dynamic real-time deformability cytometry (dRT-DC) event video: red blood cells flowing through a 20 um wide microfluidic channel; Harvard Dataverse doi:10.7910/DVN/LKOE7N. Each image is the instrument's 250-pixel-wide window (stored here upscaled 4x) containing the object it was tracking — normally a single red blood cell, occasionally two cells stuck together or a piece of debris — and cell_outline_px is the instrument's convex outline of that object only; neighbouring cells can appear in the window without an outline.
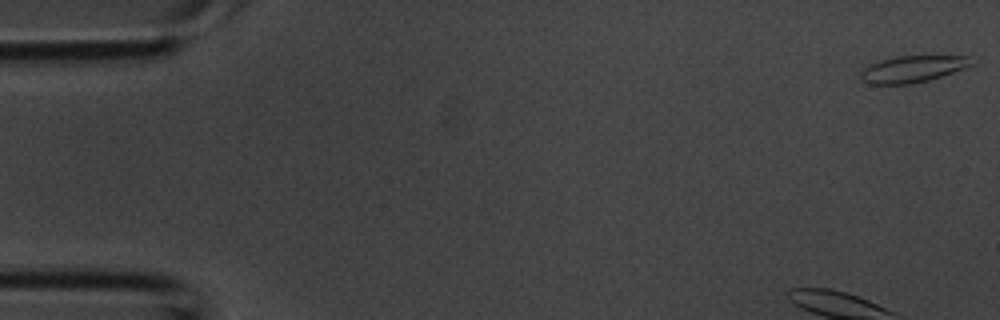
{"species": "common noctule bat (a hibernating species)", "species_latin": "Nyctalus noctula", "temperature_condition": "room temperature", "stored_images_in_passage": 8, "camera_frame_rate_fps": 3000, "um_per_image_px": 0.085, "animal": {"sex": "male", "body_mass_g": 20.1, "forearm_length_mm": 53.5}, "frame": {"image": 1, "passage_image": 1, "time_ms": 0.0, "image_size_px": [1000, 320], "cell_outline_px": [[972, 64], [964, 68], [928, 80], [912, 84], [868, 84], [860, 80], [860, 72], [868, 64], [880, 60], [896, 56], [968, 56]], "centroid_in_image_um": [77.47, 5.87], "position_along_channel_um": 7.5, "area_um2": 17.11}}